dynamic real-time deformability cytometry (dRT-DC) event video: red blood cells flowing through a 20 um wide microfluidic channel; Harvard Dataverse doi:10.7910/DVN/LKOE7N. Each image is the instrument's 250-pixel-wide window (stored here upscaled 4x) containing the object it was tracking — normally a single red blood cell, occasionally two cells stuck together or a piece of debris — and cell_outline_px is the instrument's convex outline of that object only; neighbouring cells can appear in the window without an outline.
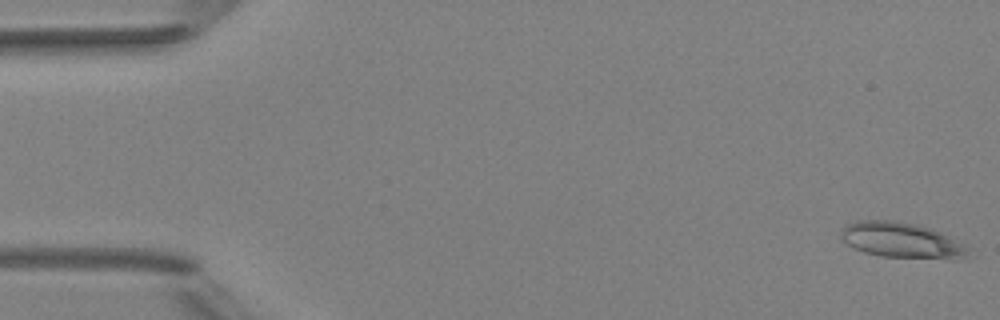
{"species": "Egyptian fruit bat (a non-hibernating species)", "species_latin": "Rousettus aegyptiacus", "temperature_condition": "room temperature", "stored_images_in_passage": 5, "camera_frame_rate_fps": 3000, "um_per_image_px": 0.085, "animal": {"sex": "female"}, "frame": {"image": 1, "passage_image": 1, "time_ms": 0.0, "image_size_px": [1000, 320], "cell_outline_px": [[964, 260], [956, 260], [880, 256], [864, 252], [840, 240], [840, 232], [848, 224], [856, 220], [892, 220], [916, 224], [940, 232], [964, 248]], "centroid_in_image_um": [76.53, 20.43], "position_along_channel_um": 8.5, "area_um2": 25.84}}
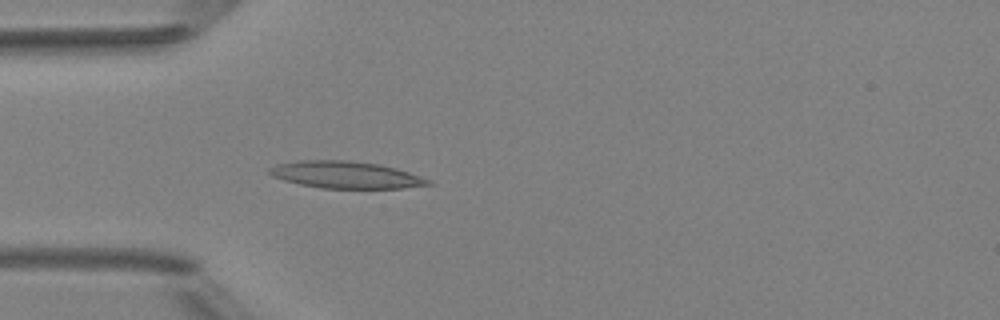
{"frame": {"image": 2, "passage_image": 5, "time_ms": 4.667, "image_size_px": [1000, 320], "cell_outline_px": [[432, 184], [404, 188], [320, 188], [300, 184], [284, 180], [272, 176], [268, 172], [268, 168], [276, 164], [300, 160], [348, 160], [380, 164], [396, 168], [432, 180]], "centroid_in_image_um": [29.38, 14.85], "position_along_channel_um": 55.6, "area_um2": 25.03}}